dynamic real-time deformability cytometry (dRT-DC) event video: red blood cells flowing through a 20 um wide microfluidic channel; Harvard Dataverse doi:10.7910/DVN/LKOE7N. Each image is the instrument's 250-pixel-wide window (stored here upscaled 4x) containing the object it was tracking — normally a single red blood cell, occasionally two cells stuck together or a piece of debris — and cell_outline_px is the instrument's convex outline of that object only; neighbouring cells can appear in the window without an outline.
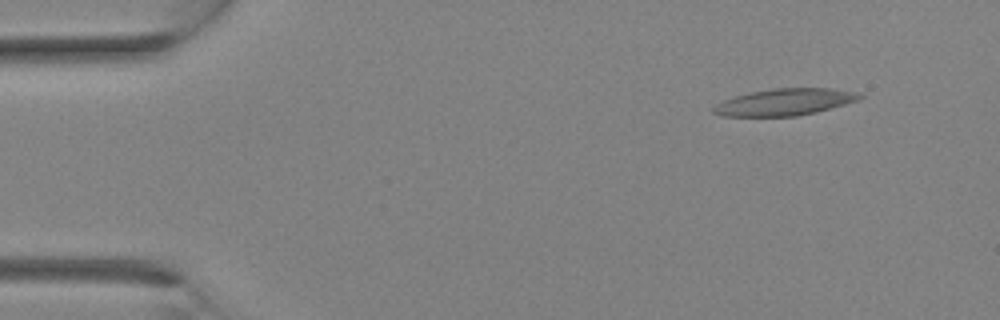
{"species": "Egyptian fruit bat (a non-hibernating species)", "species_latin": "Rousettus aegyptiacus", "temperature_condition": "room temperature", "stored_images_in_passage": 27, "camera_frame_rate_fps": 3000, "um_per_image_px": 0.085, "animal": {"sex": "female"}, "frame": {"image": 1, "passage_image": 1, "time_ms": 0.0, "image_size_px": [1000, 320], "cell_outline_px": [[864, 96], [860, 100], [816, 112], [796, 116], [720, 116], [712, 112], [712, 108], [716, 104], [724, 100], [736, 96], [752, 92], [772, 88], [832, 88], [852, 92]], "centroid_in_image_um": [66.69, 8.68], "position_along_channel_um": 18.3, "area_um2": 22.66}}
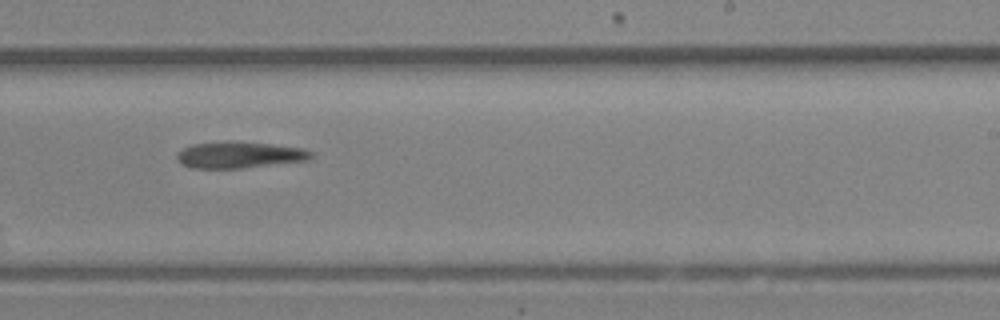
{"frame": {"image": 2, "passage_image": 16, "time_ms": 5.0, "image_size_px": [1000, 320], "cell_outline_px": [[312, 156], [308, 160], [244, 168], [192, 168], [180, 164], [176, 160], [176, 152], [192, 144], [228, 140], [272, 144], [300, 148], [312, 152]], "centroid_in_image_um": [20.28, 13.16], "position_along_channel_um": 268.7, "area_um2": 20.87}}
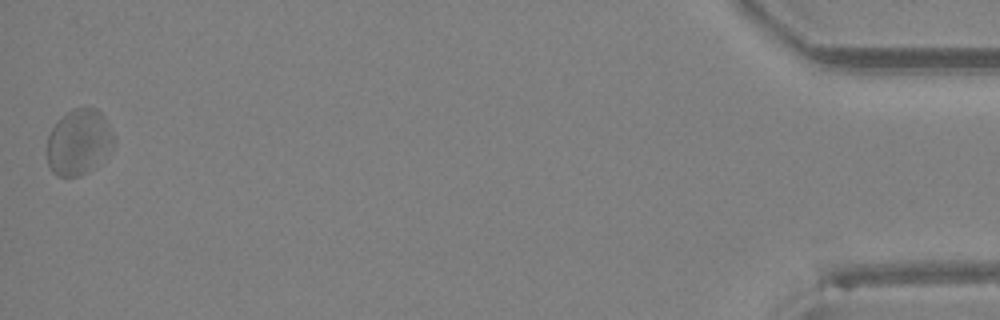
{"frame": {"image": 3, "passage_image": 27, "time_ms": 8.667, "image_size_px": [1000, 320], "cell_outline_px": [[116, 140], [92, 168], [80, 176], [56, 176], [52, 172], [48, 164], [48, 136], [52, 128], [72, 108], [96, 108], [104, 116], [116, 136]], "centroid_in_image_um": [6.7, 12.06], "position_along_channel_um": 428.5, "area_um2": 25.03}}